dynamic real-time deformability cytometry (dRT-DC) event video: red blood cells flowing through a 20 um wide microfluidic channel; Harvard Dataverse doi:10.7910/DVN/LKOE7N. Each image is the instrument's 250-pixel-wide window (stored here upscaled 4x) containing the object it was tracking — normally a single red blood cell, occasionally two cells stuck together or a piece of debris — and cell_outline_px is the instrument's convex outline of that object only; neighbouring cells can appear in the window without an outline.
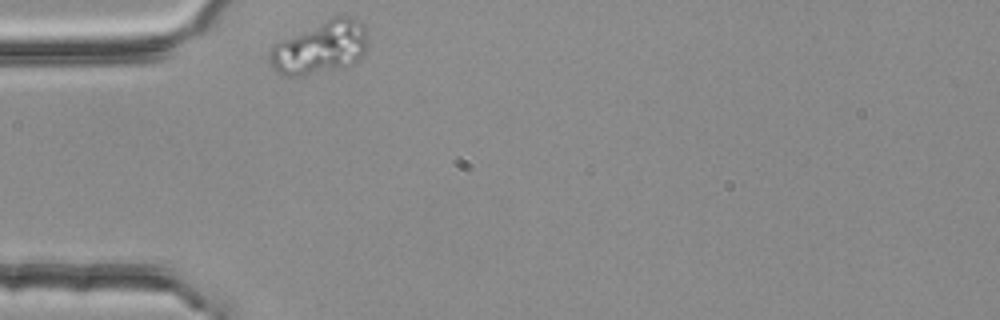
{"species": "common noctule bat (a hibernating species)", "species_latin": "Nyctalus noctula", "temperature_condition": "room temperature", "stored_images_in_passage": 31, "camera_frame_rate_fps": 3000, "um_per_image_px": 0.085, "animal": {"sex": "female", "body_mass_g": 25.1}, "frame": {"image": 1, "passage_image": 1, "time_ms": 0.0, "image_size_px": [1000, 320], "cell_outline_px": [[368, 44], [364, 52], [352, 64], [344, 68], [300, 76], [284, 76], [276, 72], [268, 60], [268, 52], [272, 44], [332, 16], [348, 16], [360, 20], [364, 24], [368, 40]], "centroid_in_image_um": [27.2, 4.04], "position_along_channel_um": 57.8, "area_um2": 30.63}}
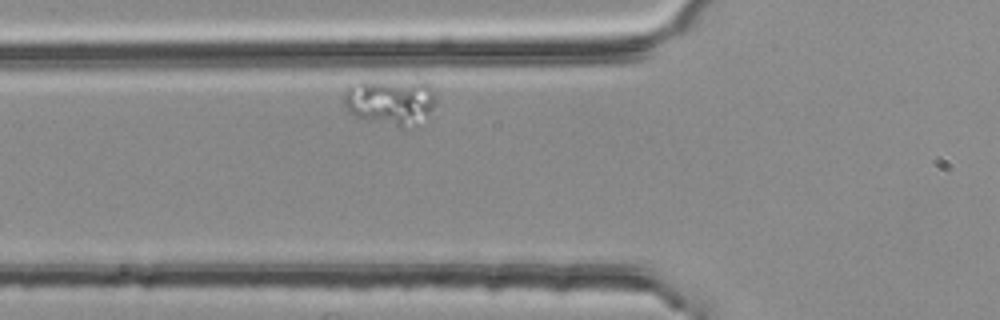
{"frame": {"image": 2, "passage_image": 5, "time_ms": 1.333, "image_size_px": [1000, 320], "cell_outline_px": [[436, 104], [428, 112], [404, 128], [400, 128], [368, 120], [356, 116], [348, 112], [344, 104], [344, 92], [348, 84], [360, 80], [364, 80], [428, 84], [436, 96]], "centroid_in_image_um": [33.07, 8.63], "position_along_channel_um": 92.7, "area_um2": 24.28}}
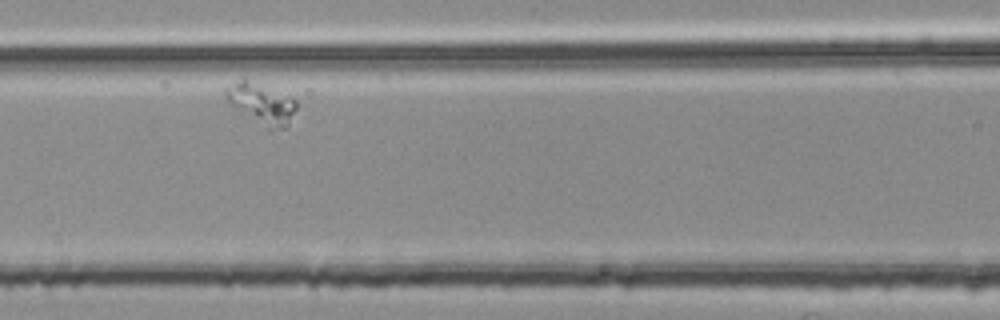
{"frame": {"image": 3, "passage_image": 10, "time_ms": 3.0, "image_size_px": [1000, 320], "cell_outline_px": [[296, 108], [288, 124], [284, 128], [268, 132], [228, 104], [224, 96], [224, 88], [244, 76], [292, 96], [296, 100]], "centroid_in_image_um": [22.18, 8.8], "position_along_channel_um": 144.4, "area_um2": 17.86}}